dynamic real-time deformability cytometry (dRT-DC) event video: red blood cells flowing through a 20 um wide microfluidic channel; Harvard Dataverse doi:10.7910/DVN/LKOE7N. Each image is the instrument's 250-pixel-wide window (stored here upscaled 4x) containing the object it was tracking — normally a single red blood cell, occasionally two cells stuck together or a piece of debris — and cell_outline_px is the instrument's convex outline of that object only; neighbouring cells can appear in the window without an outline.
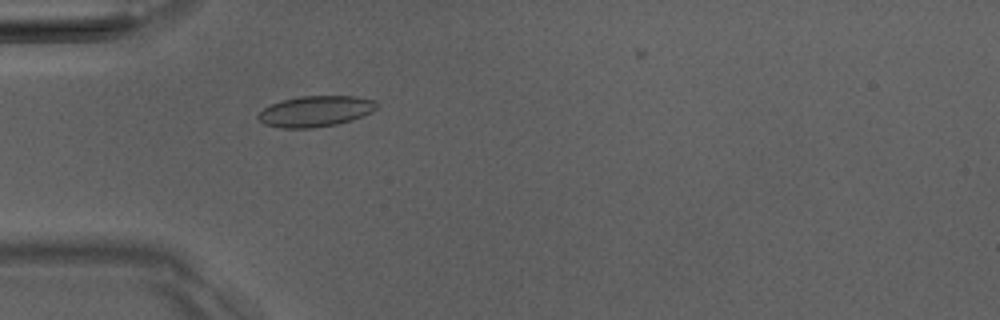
{"species": "Egyptian fruit bat (a non-hibernating species)", "species_latin": "Rousettus aegyptiacus", "temperature_condition": "room temperature", "stored_images_in_passage": 3, "camera_frame_rate_fps": 3000, "um_per_image_px": 0.085, "animal": {"sex": "male"}, "frame": {"image": 1, "passage_image": 3, "time_ms": 2.333, "image_size_px": [1000, 320], "cell_outline_px": [[380, 104], [372, 112], [352, 120], [336, 124], [312, 128], [280, 128], [264, 124], [256, 116], [264, 108], [280, 100], [300, 96], [356, 96], [376, 100]], "centroid_in_image_um": [26.84, 9.45], "position_along_channel_um": 58.2, "area_um2": 21.44}}